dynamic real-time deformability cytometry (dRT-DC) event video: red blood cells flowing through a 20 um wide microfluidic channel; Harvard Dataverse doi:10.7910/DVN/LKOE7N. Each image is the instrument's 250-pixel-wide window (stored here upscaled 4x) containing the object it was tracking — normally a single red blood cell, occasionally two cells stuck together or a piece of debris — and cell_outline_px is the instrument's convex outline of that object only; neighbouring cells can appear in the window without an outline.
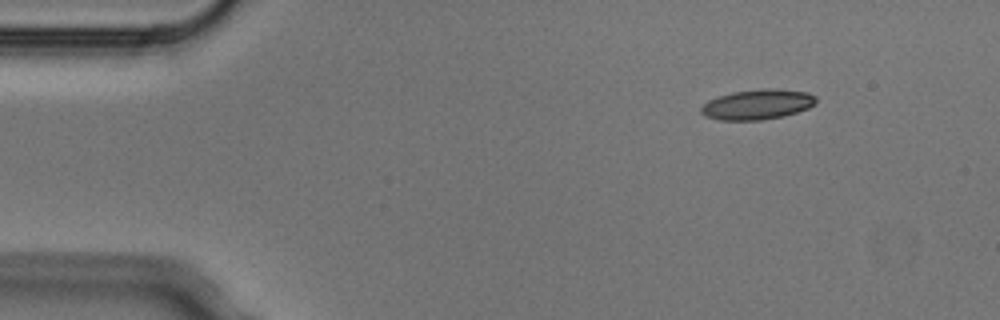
{"species": "Egyptian fruit bat (a non-hibernating species)", "species_latin": "Rousettus aegyptiacus", "temperature_condition": "cold", "stored_images_in_passage": 3, "camera_frame_rate_fps": 3000, "um_per_image_px": 0.085, "animal": {"sex": "male"}, "frame": {"image": 1, "passage_image": 3, "time_ms": 0.667, "image_size_px": [1000, 320], "cell_outline_px": [[816, 104], [808, 108], [784, 116], [760, 120], [716, 120], [704, 116], [700, 112], [700, 108], [708, 100], [732, 92], [760, 88], [776, 88], [808, 92], [816, 96]], "centroid_in_image_um": [64.38, 8.87], "position_along_channel_um": 20.6, "area_um2": 20.4}}